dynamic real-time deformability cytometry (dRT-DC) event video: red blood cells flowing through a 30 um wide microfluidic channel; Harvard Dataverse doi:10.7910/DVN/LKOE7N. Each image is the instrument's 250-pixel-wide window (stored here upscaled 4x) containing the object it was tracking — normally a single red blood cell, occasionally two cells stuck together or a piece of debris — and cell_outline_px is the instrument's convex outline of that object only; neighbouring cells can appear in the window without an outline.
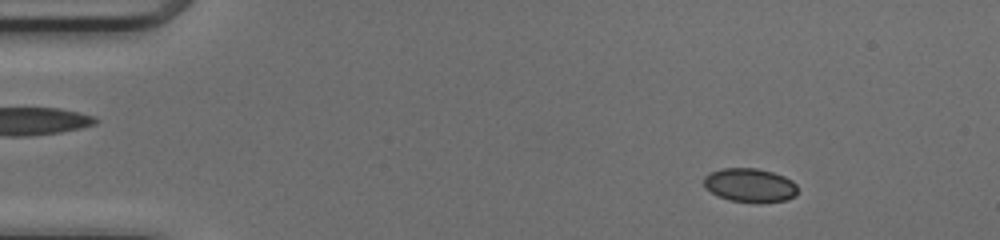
{"species": "common noctule bat (a hibernating species)", "species_latin": "Nyctalus noctula", "temperature_condition": "cold", "stored_images_in_passage": 49, "camera_frame_rate_fps": 3000, "um_per_image_px": 0.085, "animal": {"sex": "female", "body_mass_g": 17.0, "forearm_length_mm": 48.0}, "frame": {"image": 1, "passage_image": 6, "time_ms": 1.667, "image_size_px": [1000, 240], "cell_outline_px": [[796, 196], [788, 200], [760, 204], [756, 204], [728, 200], [712, 192], [704, 184], [704, 176], [720, 168], [756, 168], [772, 172], [784, 176], [792, 180], [796, 184]], "centroid_in_image_um": [63.78, 15.77], "position_along_channel_um": 21.2, "area_um2": 18.73}}
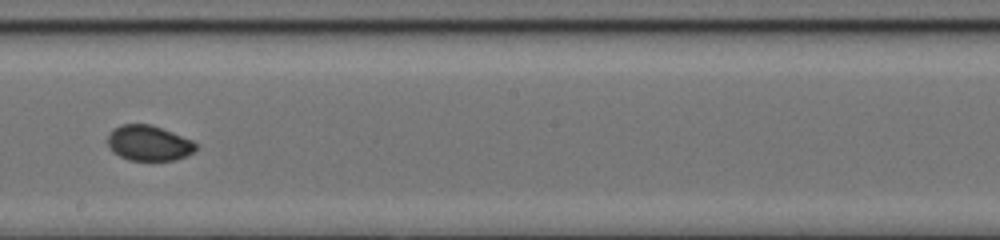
{"frame": {"image": 2, "passage_image": 28, "time_ms": 9.0, "image_size_px": [1000, 240], "cell_outline_px": [[196, 148], [192, 152], [176, 160], [128, 160], [112, 152], [108, 144], [108, 132], [112, 128], [120, 124], [148, 124], [172, 132], [192, 140], [196, 144]], "centroid_in_image_um": [12.59, 12.16], "position_along_channel_um": 235.6, "area_um2": 18.09}}
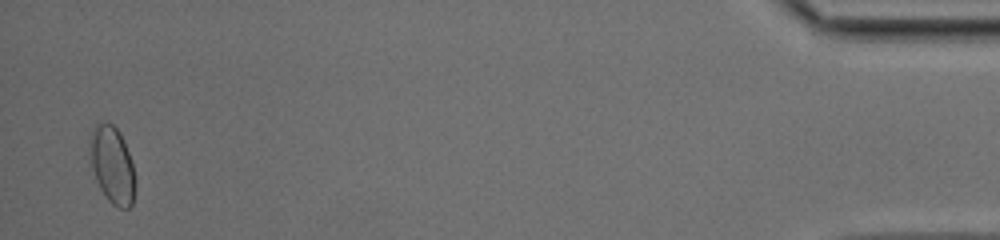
{"frame": {"image": 3, "passage_image": 48, "time_ms": 15.667, "image_size_px": [1000, 240], "cell_outline_px": [[136, 184], [132, 204], [128, 208], [120, 208], [112, 204], [104, 196], [88, 164], [88, 140], [92, 128], [100, 120], [104, 120], [112, 124], [120, 132], [124, 140], [132, 164]], "centroid_in_image_um": [9.48, 13.97], "position_along_channel_um": 425.7, "area_um2": 21.15}}